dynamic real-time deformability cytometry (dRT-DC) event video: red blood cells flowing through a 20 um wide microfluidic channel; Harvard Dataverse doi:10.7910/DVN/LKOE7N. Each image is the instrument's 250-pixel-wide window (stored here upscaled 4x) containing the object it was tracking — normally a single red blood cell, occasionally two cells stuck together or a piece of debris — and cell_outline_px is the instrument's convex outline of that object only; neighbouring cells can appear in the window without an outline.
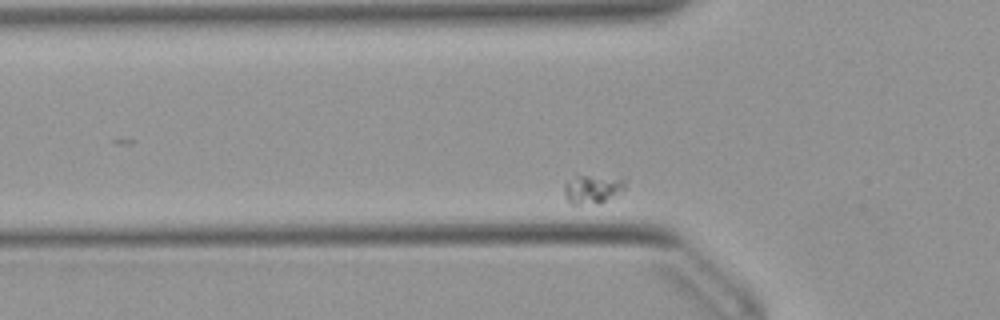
{"species": "Egyptian fruit bat (a non-hibernating species)", "species_latin": "Rousettus aegyptiacus", "temperature_condition": "warm", "stored_images_in_passage": 35, "camera_frame_rate_fps": 3000, "um_per_image_px": 0.085, "animal": {"sex": "female"}, "frame": {"image": 1, "passage_image": 5, "time_ms": 1.333, "image_size_px": [1000, 320], "cell_outline_px": [[628, 180], [624, 192], [600, 204], [572, 204], [564, 196], [564, 184], [576, 172], [628, 176]], "centroid_in_image_um": [50.47, 15.97], "position_along_channel_um": 75.3, "area_um2": 11.73}}
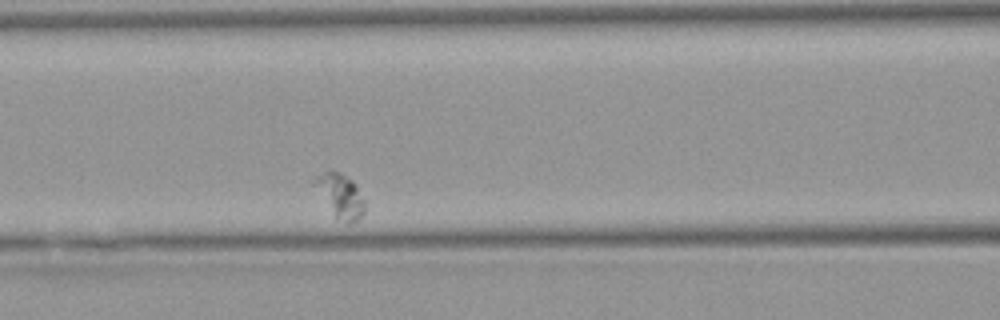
{"frame": {"image": 2, "passage_image": 11, "time_ms": 3.333, "image_size_px": [1000, 320], "cell_outline_px": [[364, 212], [356, 220], [348, 224], [344, 224], [336, 216], [308, 184], [308, 180], [332, 168], [340, 172], [352, 180], [356, 184], [364, 200]], "centroid_in_image_um": [28.82, 16.57], "position_along_channel_um": 137.8, "area_um2": 13.35}}
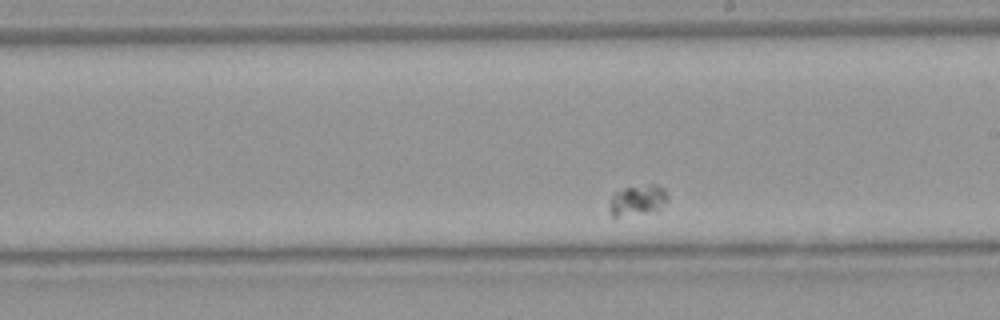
{"frame": {"image": 3, "passage_image": 20, "time_ms": 6.333, "image_size_px": [1000, 320], "cell_outline_px": [[668, 200], [656, 212], [616, 220], [608, 212], [608, 204], [612, 196], [616, 192], [628, 188], [652, 184], [660, 184], [664, 188], [668, 196]], "centroid_in_image_um": [54.17, 17.11], "position_along_channel_um": 234.8, "area_um2": 11.1}}